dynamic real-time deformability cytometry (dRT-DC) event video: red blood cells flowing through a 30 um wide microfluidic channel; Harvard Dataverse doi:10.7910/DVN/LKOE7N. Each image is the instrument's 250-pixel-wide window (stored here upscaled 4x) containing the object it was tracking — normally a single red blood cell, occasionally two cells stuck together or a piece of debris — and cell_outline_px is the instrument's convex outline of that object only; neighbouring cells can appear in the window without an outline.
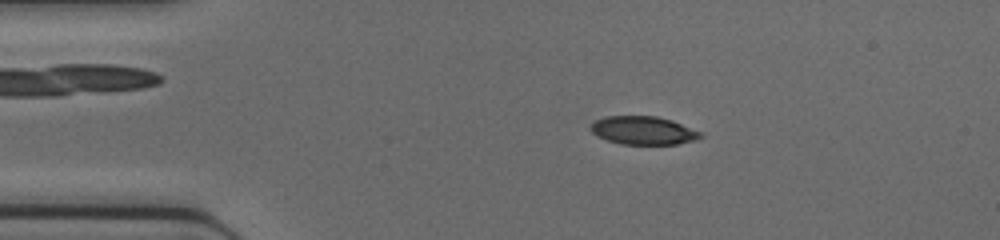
{"species": "common noctule bat (a hibernating species)", "species_latin": "Nyctalus noctula", "temperature_condition": "cold", "stored_images_in_passage": 42, "camera_frame_rate_fps": 3000, "um_per_image_px": 0.085, "animal": {"sex": "female", "body_mass_g": 17.0, "forearm_length_mm": 48.0}, "frame": {"image": 1, "passage_image": 5, "time_ms": 1.333, "image_size_px": [1000, 240], "cell_outline_px": [[704, 136], [696, 140], [676, 144], [620, 144], [596, 136], [588, 128], [596, 120], [604, 116], [656, 116], [672, 120], [704, 132]], "centroid_in_image_um": [54.71, 11.09], "position_along_channel_um": 30.3, "area_um2": 18.32}}
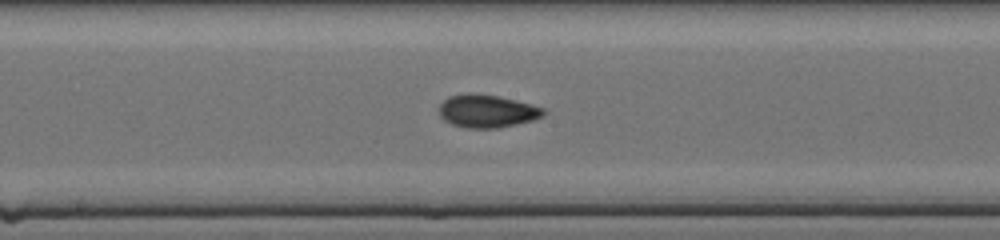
{"frame": {"image": 2, "passage_image": 20, "time_ms": 6.333, "image_size_px": [1000, 240], "cell_outline_px": [[548, 112], [544, 116], [532, 120], [516, 124], [496, 128], [464, 128], [452, 124], [444, 120], [440, 116], [440, 104], [448, 96], [496, 96], [516, 100], [544, 108]], "centroid_in_image_um": [41.45, 9.49], "position_along_channel_um": 206.8, "area_um2": 19.36}}
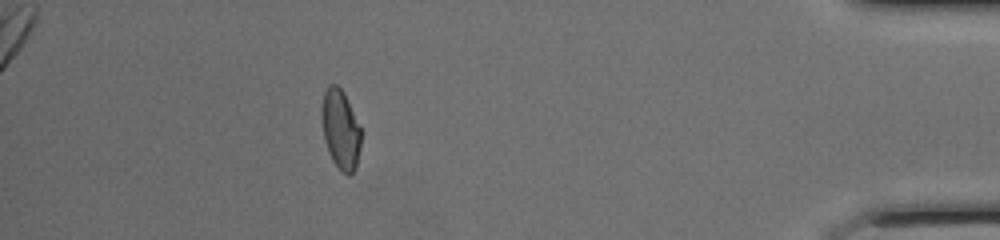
{"frame": {"image": 3, "passage_image": 37, "time_ms": 12.0, "image_size_px": [1000, 240], "cell_outline_px": [[360, 148], [356, 168], [348, 176], [340, 172], [332, 160], [328, 152], [324, 140], [320, 116], [320, 108], [324, 92], [328, 84], [336, 84], [344, 92], [360, 128]], "centroid_in_image_um": [28.91, 11.01], "position_along_channel_um": 406.3, "area_um2": 18.5}}